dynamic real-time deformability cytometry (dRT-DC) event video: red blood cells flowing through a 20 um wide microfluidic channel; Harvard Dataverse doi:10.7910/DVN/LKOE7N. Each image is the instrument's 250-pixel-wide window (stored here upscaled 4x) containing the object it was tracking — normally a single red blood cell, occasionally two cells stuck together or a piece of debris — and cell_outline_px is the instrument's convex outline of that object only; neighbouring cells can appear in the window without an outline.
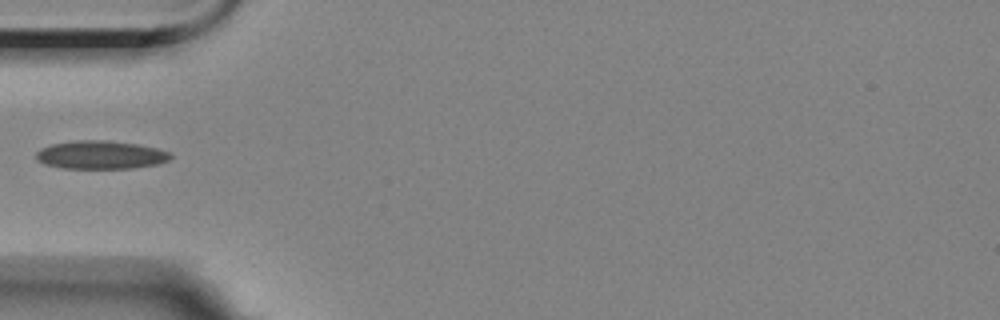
{"species": "Egyptian fruit bat (a non-hibernating species)", "species_latin": "Rousettus aegyptiacus", "temperature_condition": "room temperature", "stored_images_in_passage": 9, "camera_frame_rate_fps": 3000, "um_per_image_px": 0.085, "animal": {"sex": "female"}, "frame": {"image": 1, "passage_image": 4, "time_ms": 3.333, "image_size_px": [1000, 320], "cell_outline_px": [[172, 156], [168, 160], [160, 164], [132, 168], [60, 168], [44, 164], [36, 160], [36, 152], [40, 148], [52, 144], [76, 140], [108, 140], [136, 144], [156, 148], [168, 152]], "centroid_in_image_um": [8.52, 13.16], "position_along_channel_um": 76.5, "area_um2": 22.2}}
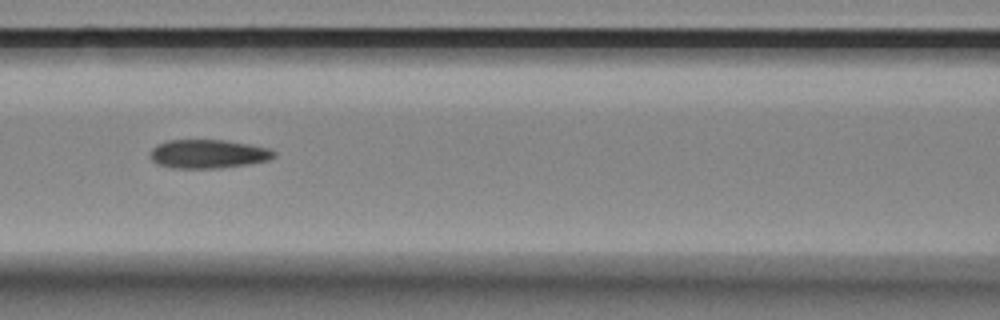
{"frame": {"image": 2, "passage_image": 6, "time_ms": 5.333, "image_size_px": [1000, 320], "cell_outline_px": [[276, 156], [272, 160], [248, 164], [216, 168], [172, 168], [156, 164], [152, 160], [152, 148], [156, 144], [168, 140], [224, 140], [272, 148], [276, 152]], "centroid_in_image_um": [17.74, 13.08], "position_along_channel_um": 148.9, "area_um2": 20.87}}
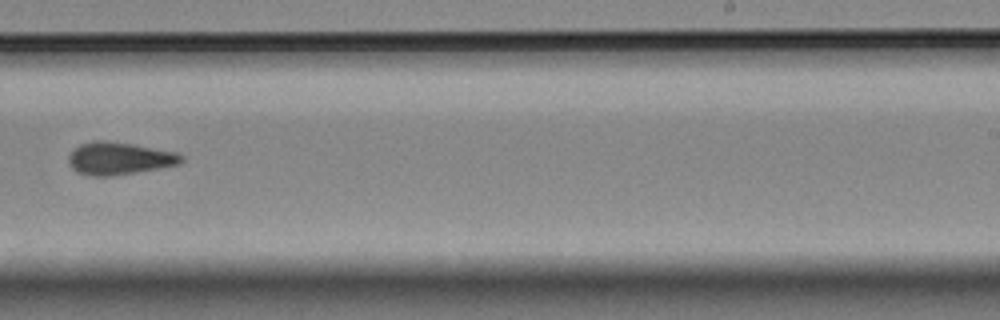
{"frame": {"image": 3, "passage_image": 9, "time_ms": 9.0, "image_size_px": [1000, 320], "cell_outline_px": [[184, 160], [180, 164], [160, 168], [112, 176], [92, 176], [80, 172], [72, 168], [68, 160], [68, 156], [72, 148], [80, 144], [92, 140], [104, 140], [132, 144], [176, 152], [184, 156]], "centroid_in_image_um": [10.13, 13.45], "position_along_channel_um": 278.9, "area_um2": 21.44}}